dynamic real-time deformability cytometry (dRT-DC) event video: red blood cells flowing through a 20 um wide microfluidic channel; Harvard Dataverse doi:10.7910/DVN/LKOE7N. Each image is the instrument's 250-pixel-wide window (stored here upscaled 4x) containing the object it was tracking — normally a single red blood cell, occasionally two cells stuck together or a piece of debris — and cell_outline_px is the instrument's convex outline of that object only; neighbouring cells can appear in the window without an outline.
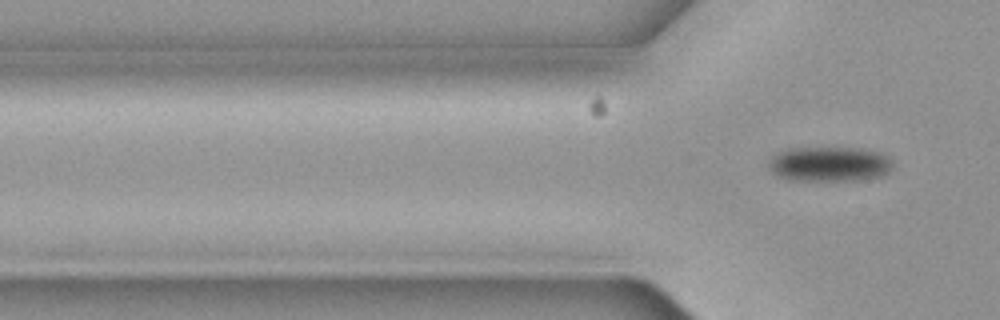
{"species": "common noctule bat (a hibernating species)", "species_latin": "Nyctalus noctula", "temperature_condition": "cold", "stored_images_in_passage": 7, "camera_frame_rate_fps": 3000, "um_per_image_px": 0.085, "animal": {"sex": "female", "body_mass_g": 19.3, "forearm_length_mm": 54.1}, "frame": {"image": 1, "passage_image": 7, "time_ms": 2.0, "image_size_px": [1000, 320], "cell_outline_px": [[892, 168], [884, 176], [864, 180], [788, 180], [776, 176], [768, 168], [768, 164], [780, 152], [792, 148], [856, 148], [876, 152], [888, 156], [892, 160]], "centroid_in_image_um": [70.54, 13.97], "position_along_channel_um": 55.3, "area_um2": 25.14}}